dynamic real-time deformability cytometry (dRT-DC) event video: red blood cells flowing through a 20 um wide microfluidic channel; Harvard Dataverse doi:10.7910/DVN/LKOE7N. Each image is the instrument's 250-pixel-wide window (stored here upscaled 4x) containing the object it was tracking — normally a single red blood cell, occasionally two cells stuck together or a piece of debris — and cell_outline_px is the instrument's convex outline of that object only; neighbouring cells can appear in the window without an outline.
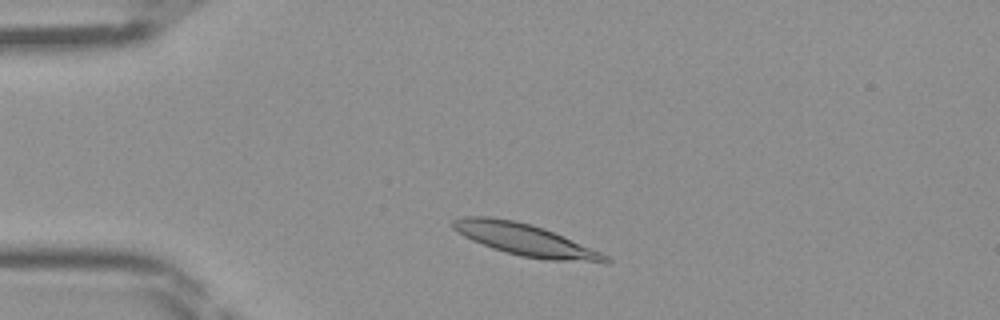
{"species": "Egyptian fruit bat (a non-hibernating species)", "species_latin": "Rousettus aegyptiacus", "temperature_condition": "room temperature", "stored_images_in_passage": 40, "camera_frame_rate_fps": 3000, "um_per_image_px": 0.085, "frame": {"image": 1, "passage_image": 5, "time_ms": 1.333, "image_size_px": [1000, 320], "cell_outline_px": [[612, 260], [608, 264], [548, 260], [520, 256], [492, 248], [472, 240], [464, 236], [452, 228], [452, 220], [464, 216], [488, 216], [516, 220], [532, 224], [544, 228], [564, 236], [600, 252], [608, 256]], "centroid_in_image_um": [44.68, 20.39], "position_along_channel_um": 40.3, "area_um2": 28.61}}
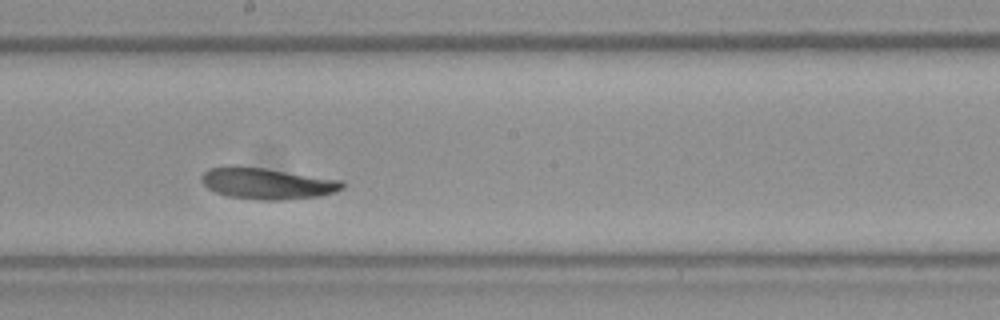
{"frame": {"image": 2, "passage_image": 20, "time_ms": 6.333, "image_size_px": [1000, 320], "cell_outline_px": [[344, 188], [336, 192], [320, 196], [284, 200], [260, 200], [228, 196], [216, 192], [208, 188], [200, 180], [200, 176], [208, 168], [228, 164], [236, 164], [268, 168], [344, 180]], "centroid_in_image_um": [22.7, 15.56], "position_along_channel_um": 225.5, "area_um2": 26.47}}
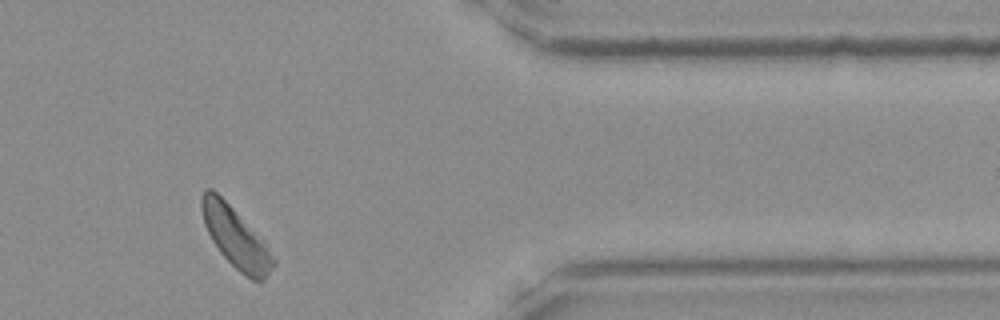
{"frame": {"image": 3, "passage_image": 33, "time_ms": 10.667, "image_size_px": [1000, 320], "cell_outline_px": [[276, 264], [264, 280], [252, 280], [240, 272], [220, 252], [212, 240], [204, 224], [200, 208], [200, 196], [204, 188], [212, 188], [268, 244], [276, 260]], "centroid_in_image_um": [20.04, 20.18], "position_along_channel_um": 391.4, "area_um2": 25.14}}